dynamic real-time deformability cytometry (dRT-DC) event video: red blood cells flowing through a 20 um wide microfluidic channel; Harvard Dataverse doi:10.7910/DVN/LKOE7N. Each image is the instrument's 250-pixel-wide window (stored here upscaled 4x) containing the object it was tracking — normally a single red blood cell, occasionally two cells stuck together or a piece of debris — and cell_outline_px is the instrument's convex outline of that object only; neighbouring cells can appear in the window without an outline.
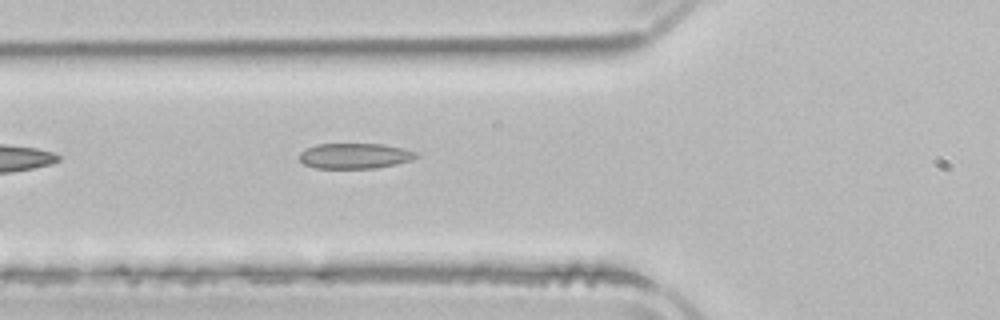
{"species": "common noctule bat (a hibernating species)", "species_latin": "Nyctalus noctula", "temperature_condition": "room temperature", "stored_images_in_passage": 5, "camera_frame_rate_fps": 3000, "um_per_image_px": 0.085, "animal": {"sex": "male", "body_mass_g": 21.5, "forearm_length_mm": 52.0}, "frame": {"image": 1, "passage_image": 5, "time_ms": 5.667, "image_size_px": [1000, 320], "cell_outline_px": [[420, 156], [412, 160], [396, 164], [376, 168], [316, 168], [304, 164], [300, 160], [300, 152], [304, 148], [316, 144], [384, 144], [404, 148], [416, 152]], "centroid_in_image_um": [30.17, 13.24], "position_along_channel_um": 95.6, "area_um2": 17.46}}